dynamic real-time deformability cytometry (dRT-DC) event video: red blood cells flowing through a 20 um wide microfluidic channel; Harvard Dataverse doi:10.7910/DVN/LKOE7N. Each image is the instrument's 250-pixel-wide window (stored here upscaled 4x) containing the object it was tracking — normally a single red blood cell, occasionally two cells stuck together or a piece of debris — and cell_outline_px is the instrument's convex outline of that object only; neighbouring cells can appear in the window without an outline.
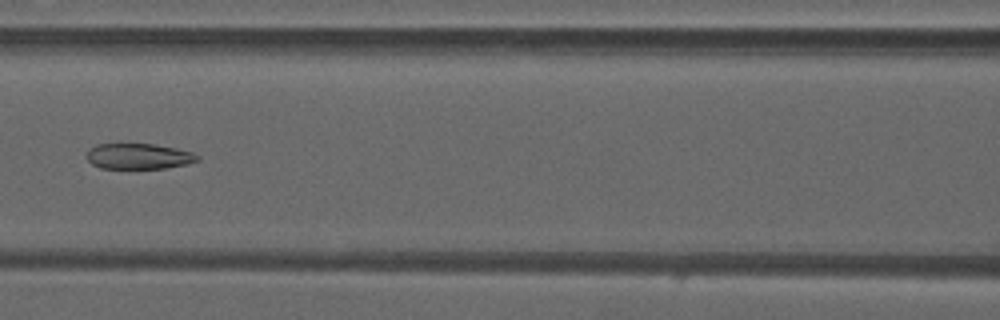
{"species": "common noctule bat (a hibernating species)", "species_latin": "Nyctalus noctula", "temperature_condition": "warm", "stored_images_in_passage": 45, "camera_frame_rate_fps": 3000, "um_per_image_px": 0.085, "animal": {"sex": "male", "forearm_length_mm": 52.5}, "frame": {"image": 1, "passage_image": 19, "time_ms": 6.0, "image_size_px": [1000, 320], "cell_outline_px": [[200, 160], [188, 164], [164, 168], [100, 168], [92, 164], [84, 156], [88, 148], [96, 144], [120, 140], [152, 144], [176, 148], [192, 152], [200, 156]], "centroid_in_image_um": [11.7, 13.23], "position_along_channel_um": 154.9, "area_um2": 17.51}}
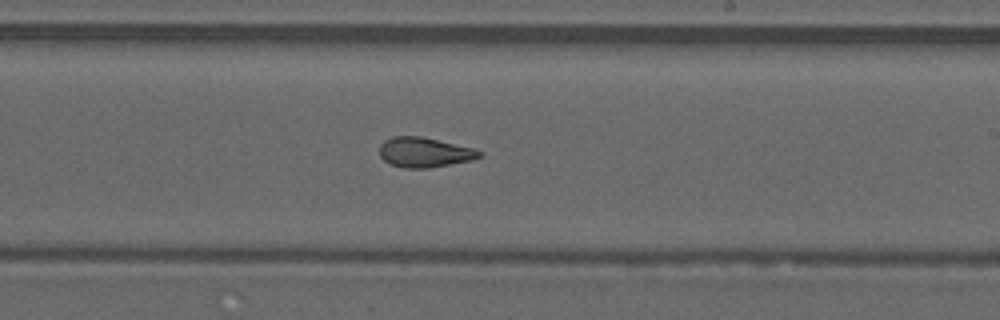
{"frame": {"image": 2, "passage_image": 26, "time_ms": 8.333, "image_size_px": [1000, 320], "cell_outline_px": [[484, 156], [472, 160], [428, 168], [404, 168], [392, 164], [384, 160], [380, 156], [380, 144], [384, 140], [392, 136], [420, 136], [472, 148], [484, 152]], "centroid_in_image_um": [36.08, 12.95], "position_along_channel_um": 252.9, "area_um2": 17.34}}
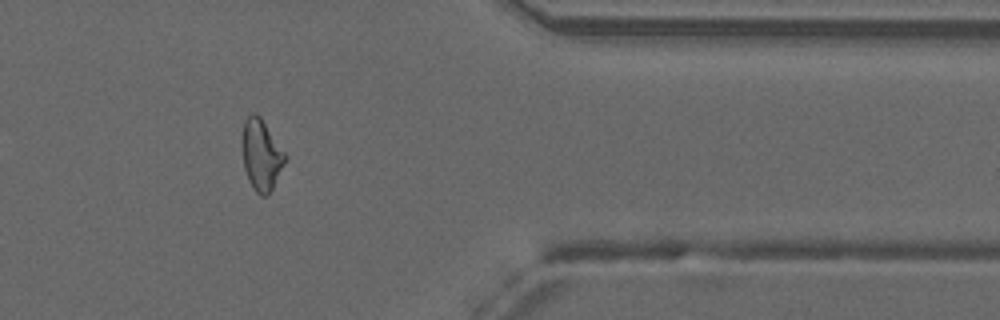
{"frame": {"image": 3, "passage_image": 37, "time_ms": 12.0, "image_size_px": [1000, 320], "cell_outline_px": [[288, 156], [272, 188], [264, 196], [260, 196], [252, 188], [248, 180], [244, 168], [240, 140], [244, 120], [252, 112], [256, 112], [260, 116]], "centroid_in_image_um": [22.17, 13.12], "position_along_channel_um": 389.2, "area_um2": 18.03}, "authors_computed_cell_mechanics": {"area_um2": 18.207, "velocity_mm_per_s": 4.218, "shape_relaxation_time_tau1_ms": null, "shape_relaxation_time_tau2_ms": 1.5864, "deformation_change_tau1": null, "deformation_change_tau2": 0.0756}}